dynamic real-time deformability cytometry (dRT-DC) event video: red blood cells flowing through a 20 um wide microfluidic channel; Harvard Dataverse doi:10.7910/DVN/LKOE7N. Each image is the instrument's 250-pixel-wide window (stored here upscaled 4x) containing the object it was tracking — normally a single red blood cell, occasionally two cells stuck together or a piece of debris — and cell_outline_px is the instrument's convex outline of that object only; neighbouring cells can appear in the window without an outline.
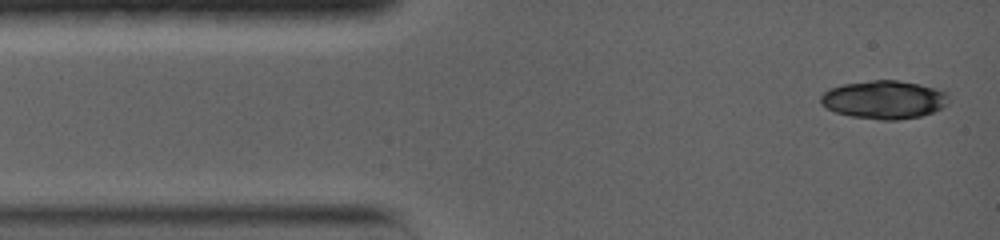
{"species": "common noctule bat (a hibernating species)", "species_latin": "Nyctalus noctula", "temperature_condition": "warm", "stored_images_in_passage": 5, "camera_frame_rate_fps": 5000, "um_per_image_px": 0.085, "animal": {"sex": "female", "body_mass_g": 19.0, "forearm_length_mm": 56.7}, "frame": {"image": 1, "passage_image": 1, "time_ms": 0.0, "image_size_px": [1000, 240], "cell_outline_px": [[948, 104], [932, 112], [920, 116], [896, 120], [880, 120], [852, 116], [836, 112], [820, 104], [820, 96], [828, 88], [844, 84], [872, 80], [896, 80], [920, 84], [948, 92]], "centroid_in_image_um": [75.14, 8.46], "position_along_channel_um": 9.9, "area_um2": 28.5}}